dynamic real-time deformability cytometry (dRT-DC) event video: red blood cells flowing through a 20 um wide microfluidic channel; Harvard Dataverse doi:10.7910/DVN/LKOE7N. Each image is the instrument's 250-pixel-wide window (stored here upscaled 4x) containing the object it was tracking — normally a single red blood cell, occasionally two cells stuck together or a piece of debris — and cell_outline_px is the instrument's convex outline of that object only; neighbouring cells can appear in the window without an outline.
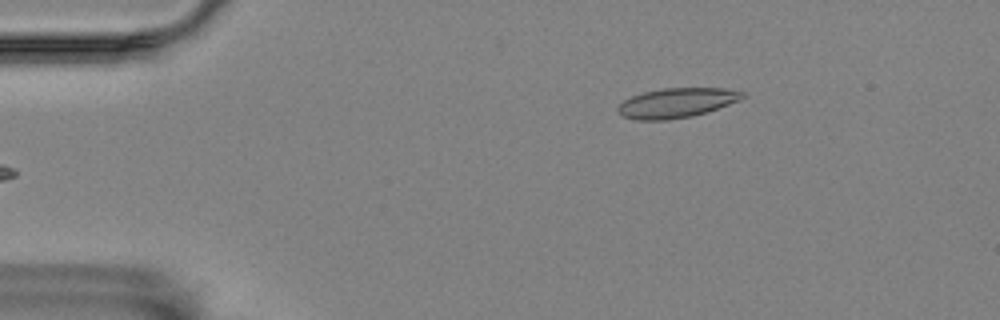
{"species": "Egyptian fruit bat (a non-hibernating species)", "species_latin": "Rousettus aegyptiacus", "temperature_condition": "room temperature", "stored_images_in_passage": 48, "camera_frame_rate_fps": 3000, "um_per_image_px": 0.085, "animal": {"sex": "female"}, "frame": {"image": 1, "passage_image": 1, "time_ms": 0.0, "image_size_px": [1000, 320], "cell_outline_px": [[744, 96], [740, 100], [692, 116], [668, 120], [636, 120], [624, 116], [616, 108], [624, 100], [632, 96], [644, 92], [664, 88], [724, 88], [744, 92]], "centroid_in_image_um": [57.5, 8.74], "position_along_channel_um": 27.5, "area_um2": 21.21}}
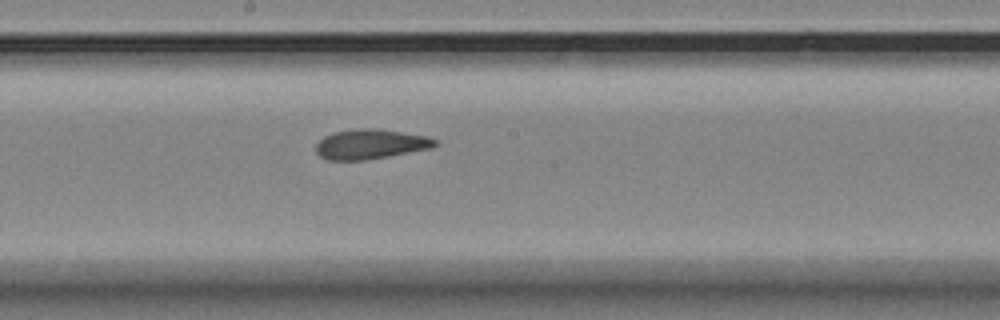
{"frame": {"image": 2, "passage_image": 22, "time_ms": 7.0, "image_size_px": [1000, 320], "cell_outline_px": [[440, 140], [432, 148], [388, 156], [364, 160], [328, 160], [320, 156], [316, 152], [316, 144], [324, 136], [332, 132], [360, 128], [372, 128], [428, 136]], "centroid_in_image_um": [31.49, 12.25], "position_along_channel_um": 216.7, "area_um2": 20.63}}
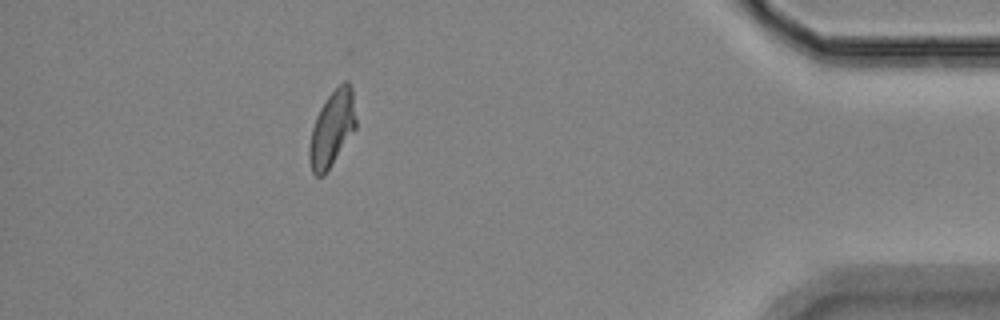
{"frame": {"image": 3, "passage_image": 42, "time_ms": 13.667, "image_size_px": [1000, 320], "cell_outline_px": [[356, 128], [324, 176], [316, 176], [312, 172], [308, 156], [308, 148], [312, 128], [316, 116], [320, 108], [328, 96], [344, 80], [348, 80], [352, 88], [356, 120]], "centroid_in_image_um": [28.21, 10.94], "position_along_channel_um": 407.0, "area_um2": 20.52}, "authors_computed_cell_mechanics": {"area_um2": 20.6635, "velocity_mm_per_s": 3.5695, "shape_relaxation_time_tau1_ms": null, "shape_relaxation_time_tau2_ms": 3.2376, "deformation_change_tau1": null, "deformation_change_tau2": 0.106}}